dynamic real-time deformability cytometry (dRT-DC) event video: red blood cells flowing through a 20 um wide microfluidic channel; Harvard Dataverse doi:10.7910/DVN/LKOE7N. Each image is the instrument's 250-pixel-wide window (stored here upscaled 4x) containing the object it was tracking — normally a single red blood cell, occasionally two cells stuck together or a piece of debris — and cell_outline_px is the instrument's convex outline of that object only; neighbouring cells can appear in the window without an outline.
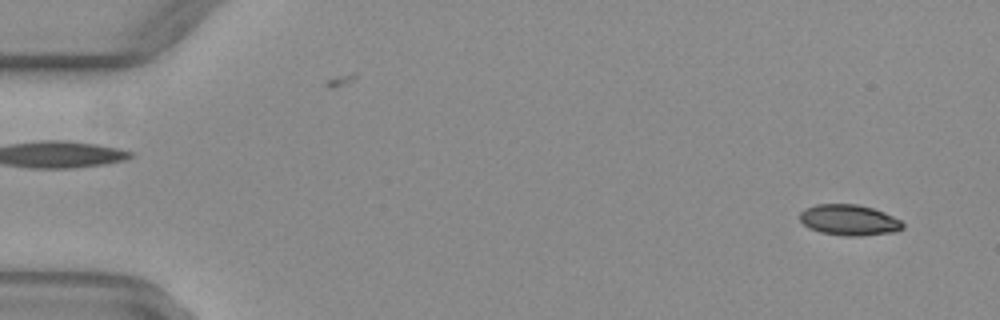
{"species": "common noctule bat (a hibernating species)", "species_latin": "Nyctalus noctula", "temperature_condition": "warm", "stored_images_in_passage": 51, "camera_frame_rate_fps": 3000, "um_per_image_px": 0.085, "animal": {"sex": "female", "body_mass_g": 29.2, "forearm_length_mm": 56.3}, "frame": {"image": 1, "passage_image": 3, "time_ms": 0.667, "image_size_px": [1000, 320], "cell_outline_px": [[904, 228], [896, 232], [860, 236], [844, 236], [820, 232], [808, 228], [800, 220], [800, 212], [804, 208], [816, 204], [856, 204], [872, 208], [884, 212], [900, 220], [904, 224]], "centroid_in_image_um": [72.17, 18.71], "position_along_channel_um": 12.8, "area_um2": 18.61}}
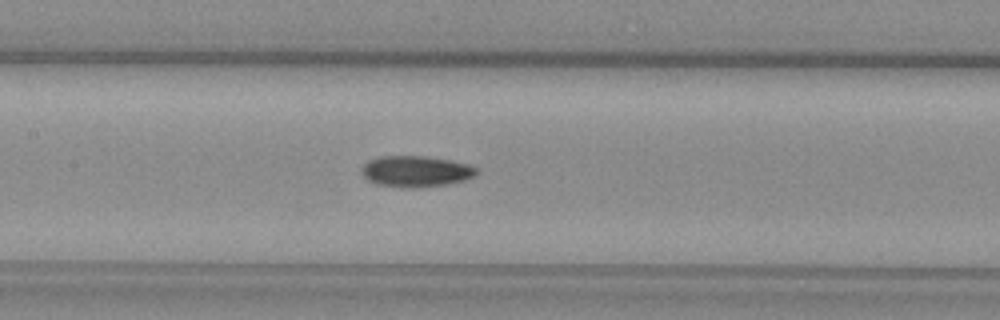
{"frame": {"image": 2, "passage_image": 25, "time_ms": 8.0, "image_size_px": [1000, 320], "cell_outline_px": [[480, 172], [476, 176], [464, 180], [448, 184], [420, 188], [404, 188], [376, 184], [368, 180], [360, 172], [360, 168], [368, 160], [380, 156], [424, 156], [448, 160], [468, 164], [480, 168]], "centroid_in_image_um": [35.36, 14.57], "position_along_channel_um": 172.0, "area_um2": 21.21}}
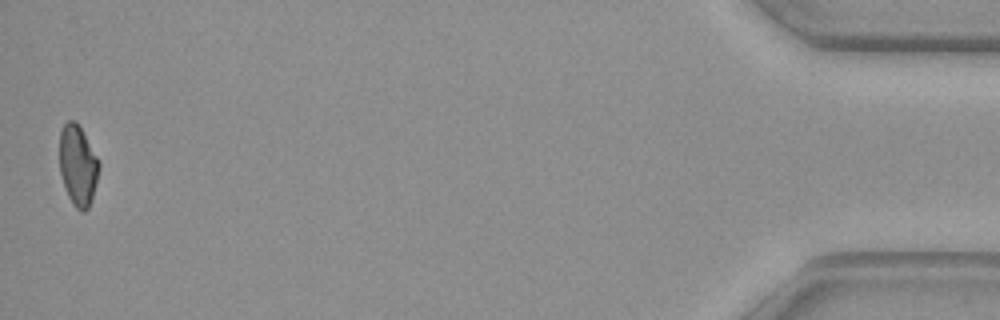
{"frame": {"image": 3, "passage_image": 51, "time_ms": 16.667, "image_size_px": [1000, 320], "cell_outline_px": [[100, 168], [92, 200], [88, 208], [84, 212], [80, 212], [72, 204], [68, 196], [60, 172], [60, 132], [64, 124], [68, 120], [76, 120], [100, 160]], "centroid_in_image_um": [6.64, 14.06], "position_along_channel_um": 428.6, "area_um2": 18.73}, "authors_computed_cell_mechanics": {"area_um2": 19.652, "velocity_mm_per_s": 4.048, "shape_relaxation_time_tau1_ms": null, "shape_relaxation_time_tau2_ms": 7.9009, "deformation_change_tau1": null, "deformation_change_tau2": 0.1361}}